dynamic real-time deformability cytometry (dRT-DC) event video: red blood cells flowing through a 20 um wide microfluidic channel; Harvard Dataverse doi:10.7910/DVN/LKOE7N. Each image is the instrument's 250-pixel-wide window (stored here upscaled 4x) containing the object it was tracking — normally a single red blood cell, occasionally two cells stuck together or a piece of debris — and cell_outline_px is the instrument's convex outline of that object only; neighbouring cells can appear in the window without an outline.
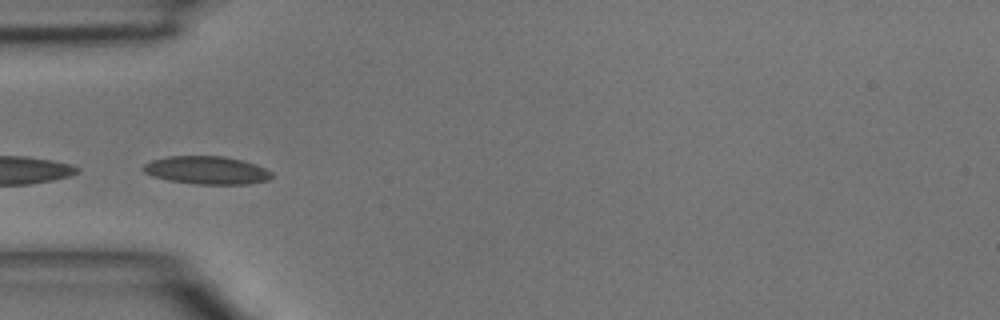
{"species": "common noctule bat (a hibernating species)", "species_latin": "Nyctalus noctula", "temperature_condition": "room temperature", "stored_images_in_passage": 17, "camera_frame_rate_fps": 3000, "um_per_image_px": 0.085, "animal": {"sex": "male", "body_mass_g": 15.6}, "frame": {"image": 1, "passage_image": 15, "time_ms": 4.667, "image_size_px": [1000, 320], "cell_outline_px": [[272, 176], [268, 180], [248, 184], [196, 184], [168, 180], [152, 176], [144, 172], [140, 168], [144, 164], [152, 160], [168, 156], [224, 156], [256, 164], [272, 172]], "centroid_in_image_um": [17.54, 14.47], "position_along_channel_um": 67.5, "area_um2": 20.98}}